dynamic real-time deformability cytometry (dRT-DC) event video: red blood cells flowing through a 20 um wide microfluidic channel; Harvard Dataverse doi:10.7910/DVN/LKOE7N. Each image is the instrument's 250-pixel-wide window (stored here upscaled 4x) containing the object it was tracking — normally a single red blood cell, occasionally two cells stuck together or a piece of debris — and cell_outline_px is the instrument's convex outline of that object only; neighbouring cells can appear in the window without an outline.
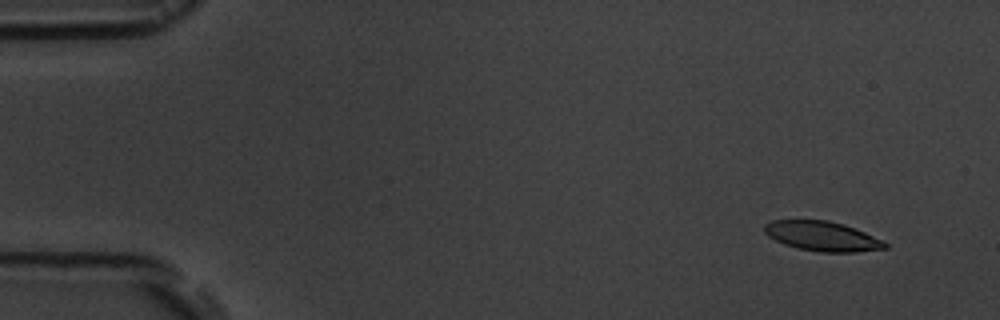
{"species": "common noctule bat (a hibernating species)", "species_latin": "Nyctalus noctula", "temperature_condition": "room temperature", "stored_images_in_passage": 7, "camera_frame_rate_fps": 3000, "um_per_image_px": 0.085, "animal": {"sex": "male", "body_mass_g": 19.5, "forearm_length_mm": 54.6}, "frame": {"image": 1, "passage_image": 2, "time_ms": 1.0, "image_size_px": [1000, 320], "cell_outline_px": [[888, 248], [856, 252], [820, 252], [796, 248], [784, 244], [768, 236], [764, 232], [764, 224], [772, 220], [828, 220], [844, 224], [884, 240], [888, 244]], "centroid_in_image_um": [69.9, 20.08], "position_along_channel_um": 15.1, "area_um2": 20.98}}
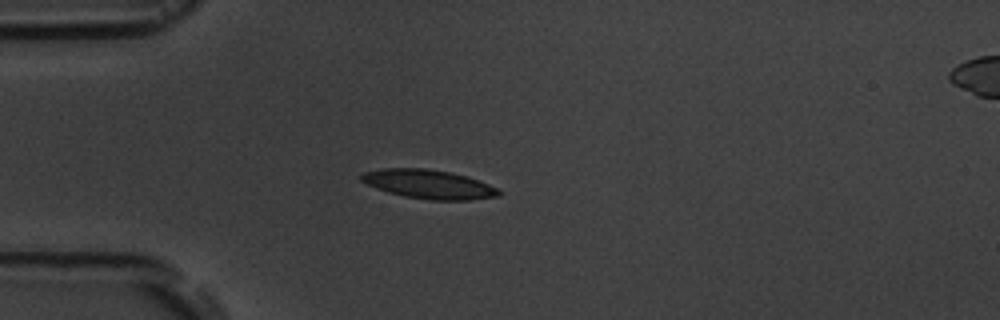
{"frame": {"image": 2, "passage_image": 5, "time_ms": 4.667, "image_size_px": [1000, 320], "cell_outline_px": [[504, 192], [500, 196], [468, 200], [428, 200], [404, 196], [388, 192], [376, 188], [360, 180], [360, 176], [364, 172], [384, 168], [424, 168], [448, 172], [468, 176], [488, 184]], "centroid_in_image_um": [36.46, 15.66], "position_along_channel_um": 48.5, "area_um2": 23.18}}
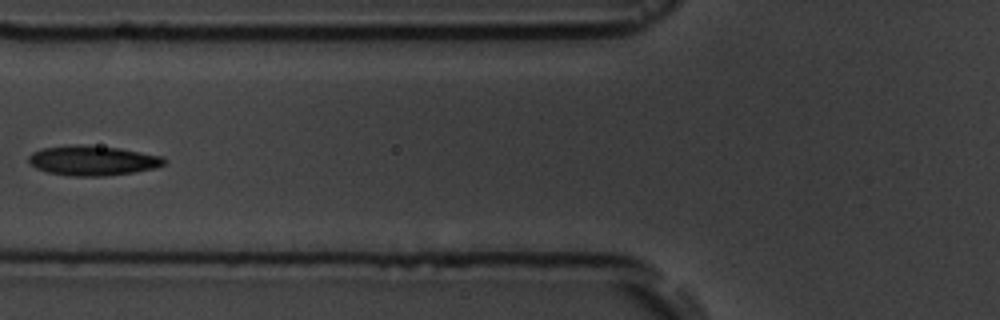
{"frame": {"image": 3, "passage_image": 7, "time_ms": 7.0, "image_size_px": [1000, 320], "cell_outline_px": [[168, 160], [164, 164], [156, 168], [132, 172], [104, 176], [72, 176], [48, 172], [36, 168], [28, 160], [28, 156], [32, 152], [40, 148], [72, 144], [80, 144], [120, 148], [160, 156]], "centroid_in_image_um": [7.85, 13.63], "position_along_channel_um": 117.9, "area_um2": 23.58}}